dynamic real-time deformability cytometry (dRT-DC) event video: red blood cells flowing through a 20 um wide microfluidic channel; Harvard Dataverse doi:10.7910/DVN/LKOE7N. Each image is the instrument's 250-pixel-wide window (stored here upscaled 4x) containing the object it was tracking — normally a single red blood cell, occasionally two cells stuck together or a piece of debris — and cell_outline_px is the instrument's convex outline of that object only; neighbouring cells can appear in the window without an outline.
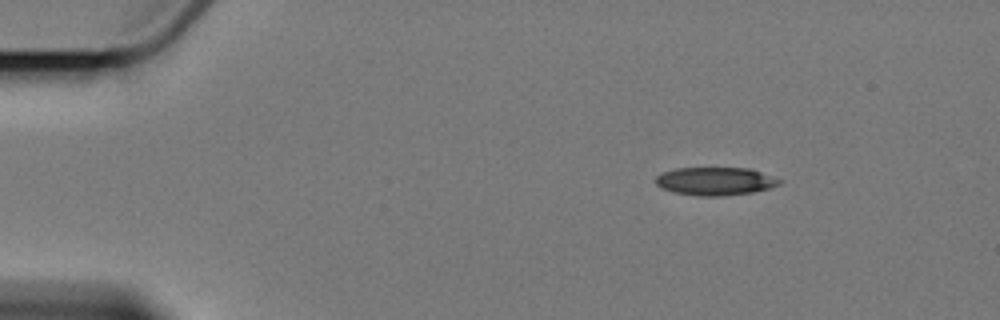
{"species": "Egyptian fruit bat (a non-hibernating species)", "species_latin": "Rousettus aegyptiacus", "temperature_condition": "cold", "stored_images_in_passage": 4, "camera_frame_rate_fps": 3000, "um_per_image_px": 0.085, "animal": {"sex": "female"}, "frame": {"image": 1, "passage_image": 1, "time_ms": 0.0, "image_size_px": [1000, 320], "cell_outline_px": [[784, 180], [780, 184], [772, 188], [752, 192], [724, 196], [696, 196], [676, 192], [660, 188], [656, 184], [656, 176], [664, 172], [676, 168], [748, 168]], "centroid_in_image_um": [60.82, 15.41], "position_along_channel_um": 24.2, "area_um2": 20.29}}
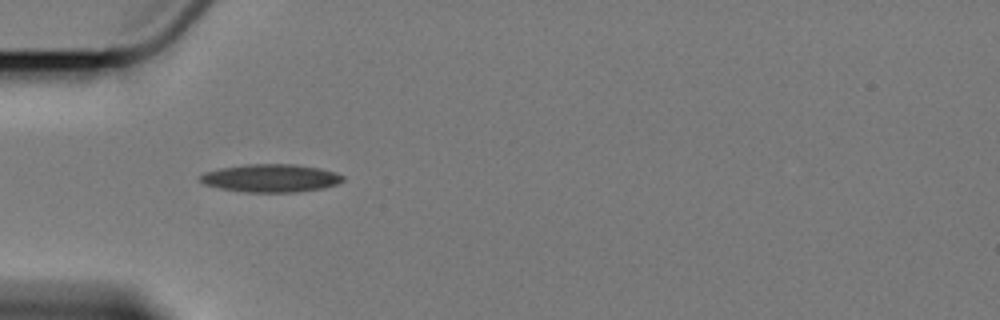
{"frame": {"image": 2, "passage_image": 4, "time_ms": 3.333, "image_size_px": [1000, 320], "cell_outline_px": [[344, 180], [336, 184], [324, 188], [296, 192], [244, 192], [220, 188], [204, 184], [200, 180], [200, 176], [204, 172], [220, 168], [248, 164], [292, 164], [320, 168], [336, 172], [344, 176]], "centroid_in_image_um": [23.03, 15.14], "position_along_channel_um": 62.0, "area_um2": 23.24}}